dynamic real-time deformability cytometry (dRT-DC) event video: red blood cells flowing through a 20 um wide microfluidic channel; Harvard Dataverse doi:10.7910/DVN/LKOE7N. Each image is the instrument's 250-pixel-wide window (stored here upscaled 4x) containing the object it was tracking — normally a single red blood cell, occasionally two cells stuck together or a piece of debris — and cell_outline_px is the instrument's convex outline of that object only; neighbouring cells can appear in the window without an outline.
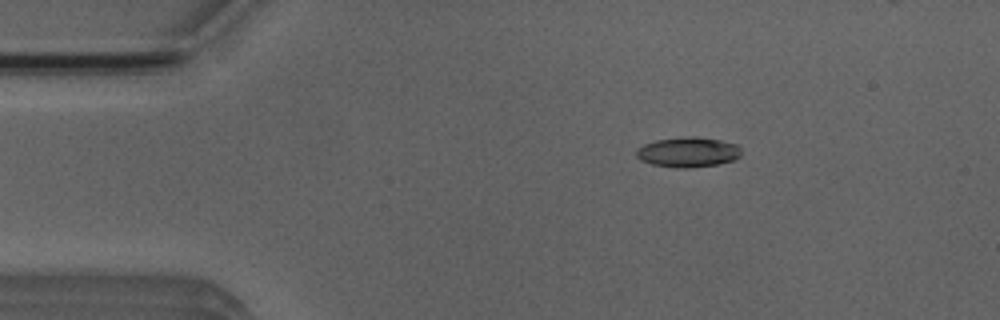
{"species": "Egyptian fruit bat (a non-hibernating species)", "species_latin": "Rousettus aegyptiacus", "temperature_condition": "room temperature", "stored_images_in_passage": 4, "camera_frame_rate_fps": 3000, "um_per_image_px": 0.085, "animal": {"sex": "male"}, "frame": {"image": 1, "passage_image": 2, "time_ms": 2.0, "image_size_px": [1000, 320], "cell_outline_px": [[740, 156], [736, 160], [716, 164], [688, 168], [676, 168], [652, 164], [640, 160], [636, 156], [636, 148], [644, 144], [656, 140], [692, 136], [720, 140], [736, 144], [740, 148]], "centroid_in_image_um": [58.47, 12.94], "position_along_channel_um": 26.5, "area_um2": 18.32}}